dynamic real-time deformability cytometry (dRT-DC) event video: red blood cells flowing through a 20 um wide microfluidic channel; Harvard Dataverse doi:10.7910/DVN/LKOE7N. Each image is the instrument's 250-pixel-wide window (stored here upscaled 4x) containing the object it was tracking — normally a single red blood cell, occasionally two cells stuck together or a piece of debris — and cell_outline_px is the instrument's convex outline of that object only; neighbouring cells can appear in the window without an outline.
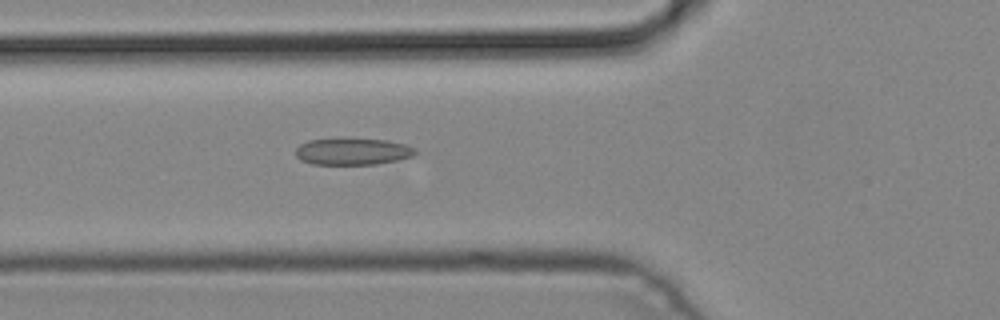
{"species": "common noctule bat (a hibernating species)", "species_latin": "Nyctalus noctula", "temperature_condition": "cold", "stored_images_in_passage": 4, "camera_frame_rate_fps": 3000, "um_per_image_px": 0.085, "animal": {"sex": "male", "body_mass_g": 19.2, "forearm_length_mm": 51.8}, "frame": {"image": 1, "passage_image": 4, "time_ms": 1.0, "image_size_px": [1000, 320], "cell_outline_px": [[416, 152], [412, 156], [396, 160], [376, 164], [312, 164], [300, 160], [296, 156], [296, 148], [300, 144], [308, 140], [388, 140], [404, 144], [416, 148]], "centroid_in_image_um": [29.96, 12.9], "position_along_channel_um": 95.8, "area_um2": 18.15}}